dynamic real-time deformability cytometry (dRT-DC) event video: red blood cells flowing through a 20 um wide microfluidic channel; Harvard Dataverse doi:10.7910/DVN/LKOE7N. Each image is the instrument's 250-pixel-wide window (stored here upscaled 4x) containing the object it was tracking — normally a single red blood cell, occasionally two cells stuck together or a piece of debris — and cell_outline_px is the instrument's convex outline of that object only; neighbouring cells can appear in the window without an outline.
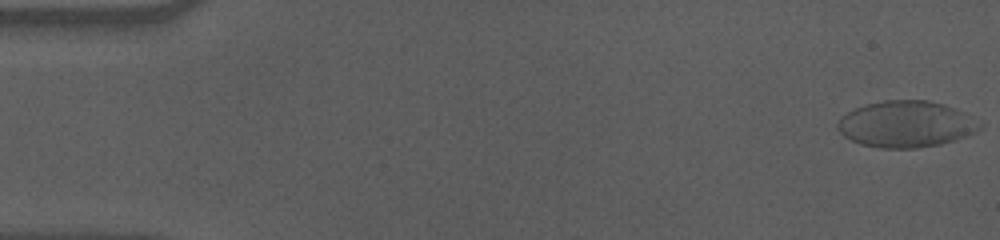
{"species": "human", "species_latin": "Homo sapiens", "temperature_condition": "cold", "stored_images_in_passage": 55, "camera_frame_rate_fps": 3000, "um_per_image_px": 0.085, "donor": {"sex": "male"}, "frame": {"image": 1, "passage_image": 1, "time_ms": 0.0, "image_size_px": [1000, 240], "cell_outline_px": [[984, 124], [976, 132], [968, 136], [956, 140], [940, 144], [916, 148], [880, 148], [860, 144], [844, 136], [836, 128], [836, 124], [848, 112], [856, 108], [868, 104], [884, 100], [928, 100], [944, 104]], "centroid_in_image_um": [77.02, 10.57], "position_along_channel_um": 8.0, "area_um2": 38.15}}
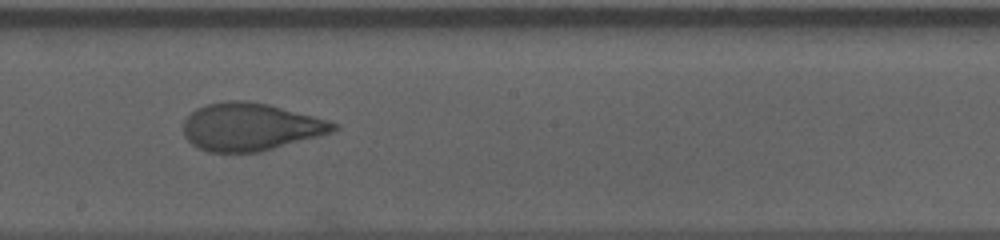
{"frame": {"image": 2, "passage_image": 32, "time_ms": 10.333, "image_size_px": [1000, 240], "cell_outline_px": [[340, 128], [332, 132], [260, 152], [208, 152], [192, 144], [184, 136], [184, 120], [196, 108], [204, 104], [228, 100], [248, 100], [268, 104], [328, 120], [340, 124]], "centroid_in_image_um": [21.28, 10.77], "position_along_channel_um": 226.9, "area_um2": 41.67}}
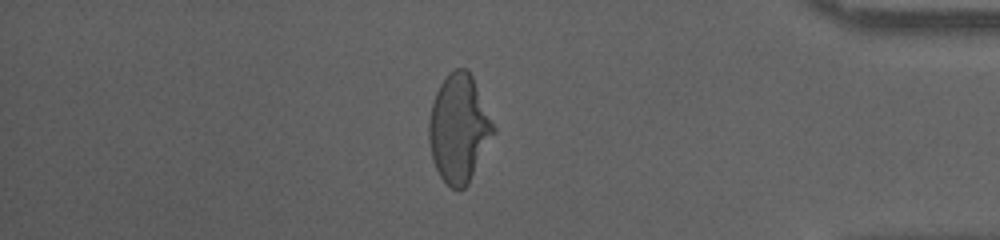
{"frame": {"image": 3, "passage_image": 49, "time_ms": 16.0, "image_size_px": [1000, 240], "cell_outline_px": [[496, 132], [468, 184], [464, 188], [452, 188], [440, 176], [432, 160], [428, 140], [428, 120], [432, 104], [436, 92], [440, 84], [448, 72], [456, 68], [468, 68], [472, 76], [496, 128]], "centroid_in_image_um": [39.0, 10.9], "position_along_channel_um": 396.2, "area_um2": 40.63}}